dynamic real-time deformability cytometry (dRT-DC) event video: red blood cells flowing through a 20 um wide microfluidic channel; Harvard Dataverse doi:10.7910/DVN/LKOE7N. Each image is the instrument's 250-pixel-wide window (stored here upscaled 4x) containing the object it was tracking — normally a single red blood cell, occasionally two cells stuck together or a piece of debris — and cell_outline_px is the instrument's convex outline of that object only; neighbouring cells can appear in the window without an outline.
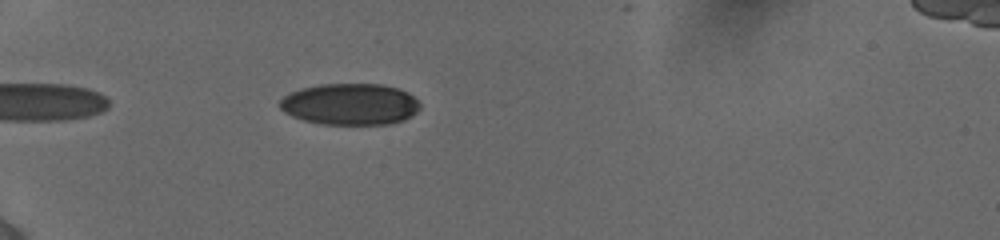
{"species": "human", "species_latin": "Homo sapiens", "temperature_condition": "cold", "stored_images_in_passage": 11, "camera_frame_rate_fps": 3000, "um_per_image_px": 0.085, "donor": {"sex": "female"}, "frame": {"image": 1, "passage_image": 8, "time_ms": 1.333, "image_size_px": [1000, 240], "cell_outline_px": [[420, 108], [412, 116], [404, 120], [392, 124], [320, 124], [304, 120], [292, 116], [284, 112], [280, 108], [280, 100], [284, 96], [300, 88], [320, 84], [380, 84], [396, 88], [408, 92], [420, 104]], "centroid_in_image_um": [29.76, 8.86], "position_along_channel_um": 55.2, "area_um2": 33.93}}